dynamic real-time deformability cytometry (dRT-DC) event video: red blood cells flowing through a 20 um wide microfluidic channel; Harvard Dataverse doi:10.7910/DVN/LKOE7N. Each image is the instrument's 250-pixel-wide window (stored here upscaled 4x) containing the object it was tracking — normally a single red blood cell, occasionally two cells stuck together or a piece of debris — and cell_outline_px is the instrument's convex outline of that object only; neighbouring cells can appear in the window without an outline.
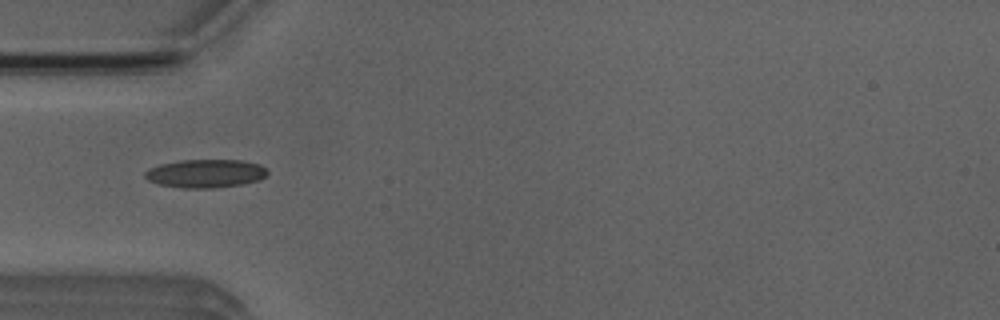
{"species": "Egyptian fruit bat (a non-hibernating species)", "species_latin": "Rousettus aegyptiacus", "temperature_condition": "room temperature", "stored_images_in_passage": 47, "camera_frame_rate_fps": 3000, "um_per_image_px": 0.085, "animal": {"sex": "male"}, "frame": {"image": 1, "passage_image": 11, "time_ms": 3.333, "image_size_px": [1000, 320], "cell_outline_px": [[268, 172], [260, 180], [244, 184], [216, 188], [184, 188], [160, 184], [148, 180], [144, 176], [144, 172], [148, 168], [160, 164], [180, 160], [240, 160], [260, 164]], "centroid_in_image_um": [17.46, 14.75], "position_along_channel_um": 67.5, "area_um2": 20.29}}
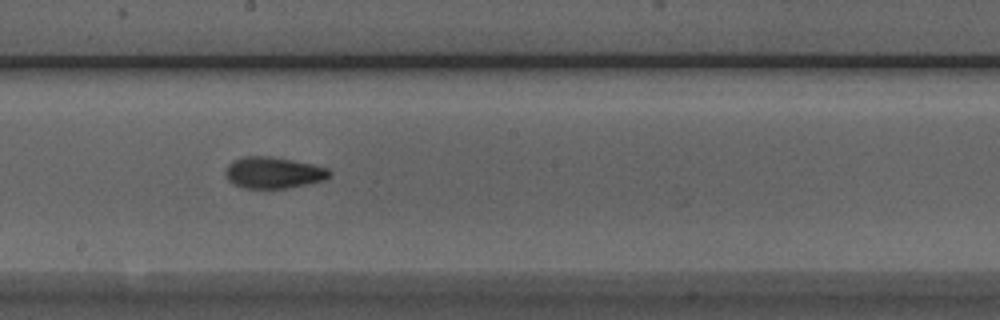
{"frame": {"image": 2, "passage_image": 23, "time_ms": 7.333, "image_size_px": [1000, 320], "cell_outline_px": [[332, 176], [324, 180], [308, 184], [284, 188], [244, 188], [232, 184], [224, 176], [224, 172], [228, 164], [232, 160], [244, 156], [268, 156], [292, 160], [312, 164], [328, 168], [332, 172]], "centroid_in_image_um": [23.22, 14.67], "position_along_channel_um": 225.0, "area_um2": 19.25}}
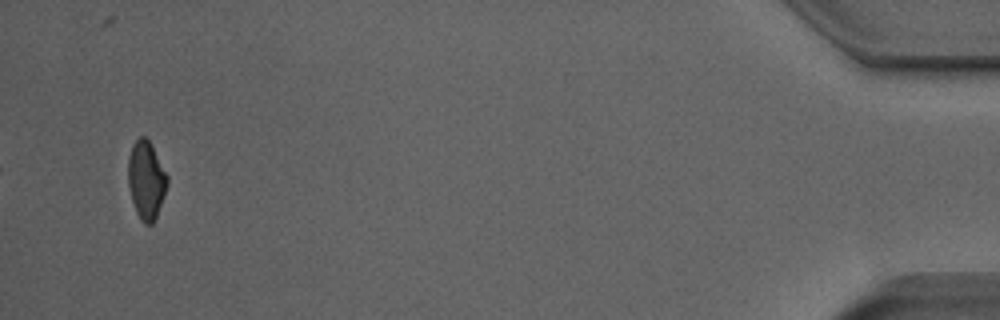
{"frame": {"image": 3, "passage_image": 45, "time_ms": 14.667, "image_size_px": [1000, 320], "cell_outline_px": [[168, 184], [156, 216], [152, 224], [144, 224], [140, 220], [136, 212], [132, 200], [128, 184], [128, 156], [132, 144], [140, 136], [144, 136], [152, 144], [168, 176]], "centroid_in_image_um": [12.42, 15.28], "position_along_channel_um": 422.8, "area_um2": 17.86}, "authors_computed_cell_mechanics": {"area_um2": 18.4382, "velocity_mm_per_s": 3.921, "shape_relaxation_time_tau1_ms": null, "shape_relaxation_time_tau2_ms": 1.9235, "deformation_change_tau1": null, "deformation_change_tau2": 0.0814}}